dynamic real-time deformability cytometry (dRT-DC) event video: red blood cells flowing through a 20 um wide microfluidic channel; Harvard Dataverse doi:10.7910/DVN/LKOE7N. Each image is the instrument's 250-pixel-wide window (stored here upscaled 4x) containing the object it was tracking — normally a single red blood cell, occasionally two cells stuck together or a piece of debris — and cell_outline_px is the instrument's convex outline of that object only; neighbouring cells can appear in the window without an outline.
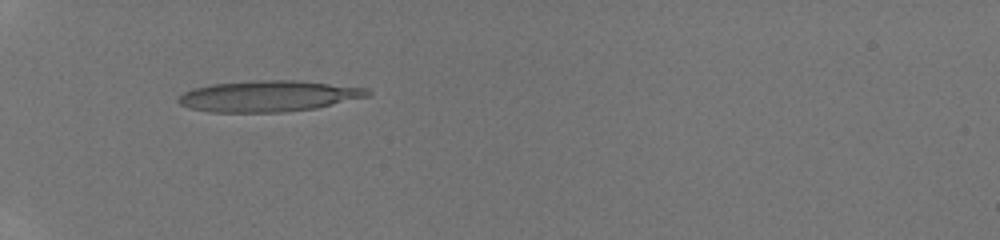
{"species": "human", "species_latin": "Homo sapiens", "temperature_condition": "room temperature", "stored_images_in_passage": 47, "camera_frame_rate_fps": 3000, "um_per_image_px": 0.085, "donor": {"sex": "male"}, "frame": {"image": 1, "passage_image": 18, "time_ms": 5.667, "image_size_px": [1000, 240], "cell_outline_px": [[372, 96], [316, 108], [284, 112], [212, 112], [188, 108], [180, 104], [176, 100], [184, 92], [192, 88], [212, 84], [252, 80], [296, 80], [368, 88], [372, 92]], "centroid_in_image_um": [22.85, 8.17], "position_along_channel_um": 62.2, "area_um2": 34.51}}
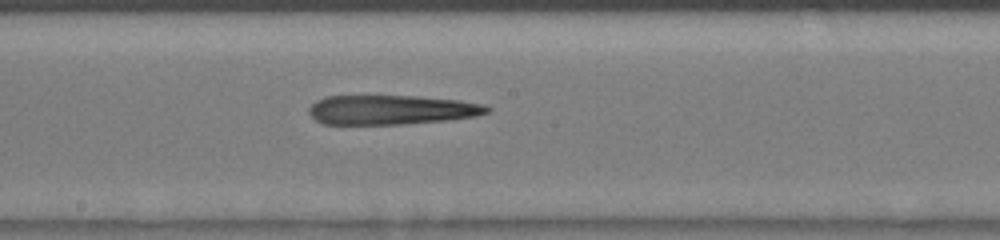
{"frame": {"image": 2, "passage_image": 29, "time_ms": 9.333, "image_size_px": [1000, 240], "cell_outline_px": [[492, 108], [488, 112], [476, 116], [444, 120], [400, 124], [324, 124], [316, 120], [308, 112], [308, 108], [316, 100], [324, 96], [416, 96], [460, 100], [484, 104]], "centroid_in_image_um": [33.25, 9.32], "position_along_channel_um": 214.9, "area_um2": 30.52}}
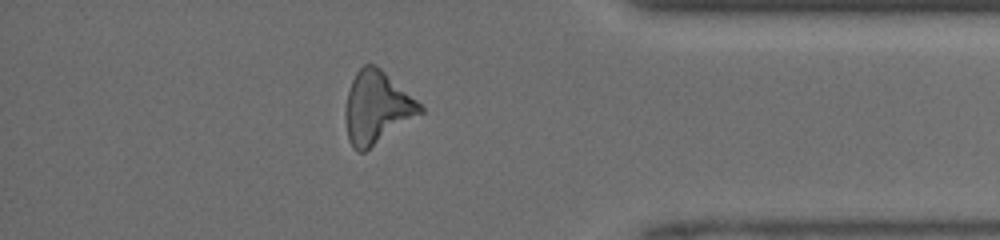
{"frame": {"image": 3, "passage_image": 42, "time_ms": 13.667, "image_size_px": [1000, 240], "cell_outline_px": [[424, 112], [364, 152], [356, 152], [352, 148], [348, 140], [344, 116], [344, 112], [348, 92], [352, 80], [356, 72], [364, 64], [372, 64], [380, 68], [416, 100], [424, 108]], "centroid_in_image_um": [31.99, 9.17], "position_along_channel_um": 403.2, "area_um2": 31.27}}